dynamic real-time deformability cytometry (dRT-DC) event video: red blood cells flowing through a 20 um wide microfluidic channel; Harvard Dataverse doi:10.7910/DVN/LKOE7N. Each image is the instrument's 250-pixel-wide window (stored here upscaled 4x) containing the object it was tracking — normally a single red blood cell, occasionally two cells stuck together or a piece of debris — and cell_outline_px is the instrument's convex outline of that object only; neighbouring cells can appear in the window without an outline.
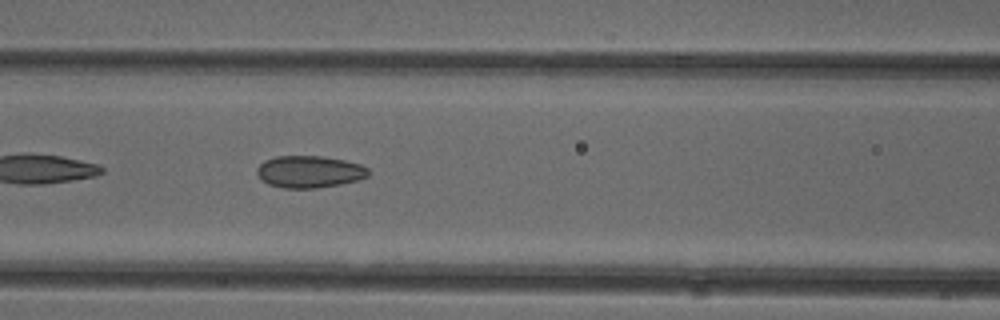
{"species": "common noctule bat (a hibernating species)", "species_latin": "Nyctalus noctula", "temperature_condition": "cold", "stored_images_in_passage": 41, "camera_frame_rate_fps": 3000, "um_per_image_px": 0.085, "animal": {"sex": "female"}, "frame": {"image": 1, "passage_image": 12, "time_ms": 3.667, "image_size_px": [1000, 320], "cell_outline_px": [[368, 176], [360, 180], [340, 184], [316, 188], [284, 188], [268, 184], [260, 180], [256, 172], [256, 168], [264, 160], [276, 156], [320, 156], [344, 160], [360, 164], [368, 168]], "centroid_in_image_um": [26.27, 14.6], "position_along_channel_um": 140.3, "area_um2": 20.92}}
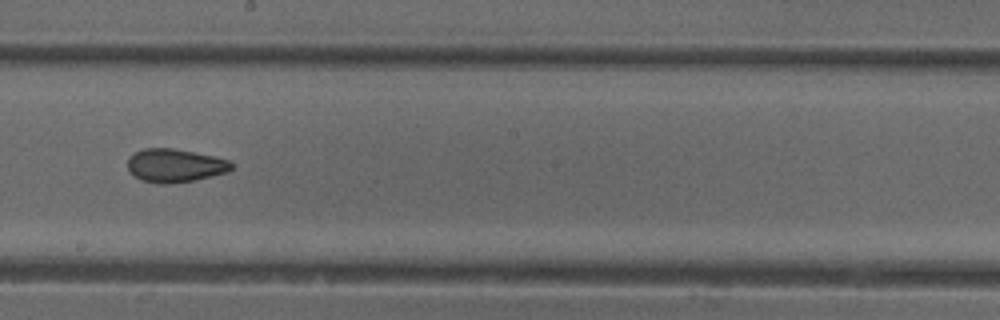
{"frame": {"image": 2, "passage_image": 19, "time_ms": 6.0, "image_size_px": [1000, 320], "cell_outline_px": [[232, 168], [228, 172], [196, 180], [168, 184], [160, 184], [140, 180], [128, 168], [128, 160], [136, 152], [144, 148], [172, 148], [212, 156], [228, 160], [232, 164]], "centroid_in_image_um": [14.88, 14.08], "position_along_channel_um": 233.3, "area_um2": 19.94}}
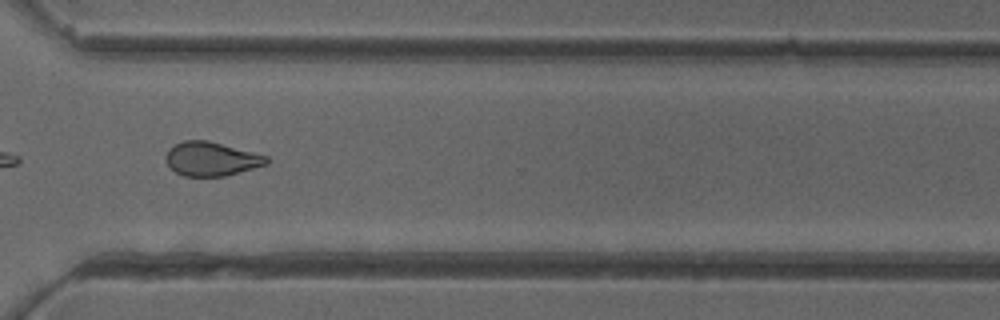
{"frame": {"image": 3, "passage_image": 28, "time_ms": 9.0, "image_size_px": [1000, 320], "cell_outline_px": [[268, 164], [224, 176], [184, 176], [176, 172], [168, 164], [164, 156], [168, 148], [184, 140], [208, 140], [268, 156]], "centroid_in_image_um": [17.94, 13.5], "position_along_channel_um": 352.7, "area_um2": 19.83}, "authors_computed_cell_mechanics": {"area_um2": 19.8832, "velocity_mm_per_s": 3.9982, "shape_relaxation_time_tau1_ms": null, "shape_relaxation_time_tau2_ms": 2.25, "deformation_change_tau1": null, "deformation_change_tau2": 0.0886}}